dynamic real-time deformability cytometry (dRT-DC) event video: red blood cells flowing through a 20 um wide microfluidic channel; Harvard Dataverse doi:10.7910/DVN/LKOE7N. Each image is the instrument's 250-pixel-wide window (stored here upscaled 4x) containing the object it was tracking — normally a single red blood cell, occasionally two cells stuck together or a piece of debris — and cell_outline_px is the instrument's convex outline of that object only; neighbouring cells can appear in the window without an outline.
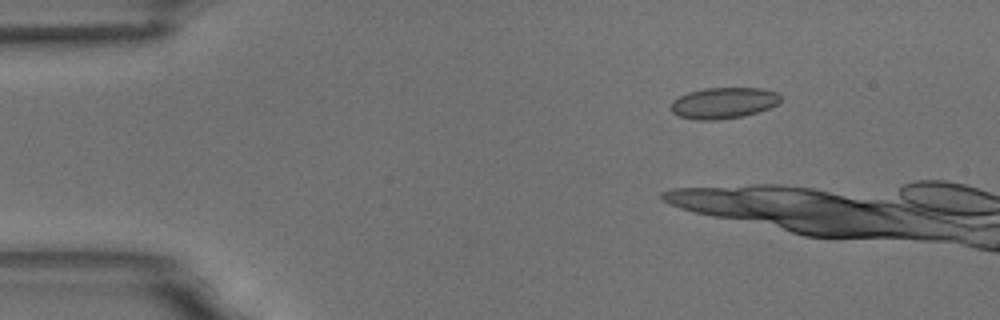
{"species": "common noctule bat (a hibernating species)", "species_latin": "Nyctalus noctula", "temperature_condition": "room temperature", "stored_images_in_passage": 3, "camera_frame_rate_fps": 3000, "um_per_image_px": 0.085, "animal": {"sex": "male", "body_mass_g": 18.8}, "frame": {"image": 1, "passage_image": 1, "time_ms": 0.0, "image_size_px": [1000, 320], "cell_outline_px": [[780, 100], [776, 104], [768, 108], [744, 116], [716, 120], [696, 120], [680, 116], [672, 112], [668, 108], [672, 100], [688, 92], [704, 88], [760, 88], [776, 92], [780, 96]], "centroid_in_image_um": [61.44, 8.75], "position_along_channel_um": 23.6, "area_um2": 19.88}}